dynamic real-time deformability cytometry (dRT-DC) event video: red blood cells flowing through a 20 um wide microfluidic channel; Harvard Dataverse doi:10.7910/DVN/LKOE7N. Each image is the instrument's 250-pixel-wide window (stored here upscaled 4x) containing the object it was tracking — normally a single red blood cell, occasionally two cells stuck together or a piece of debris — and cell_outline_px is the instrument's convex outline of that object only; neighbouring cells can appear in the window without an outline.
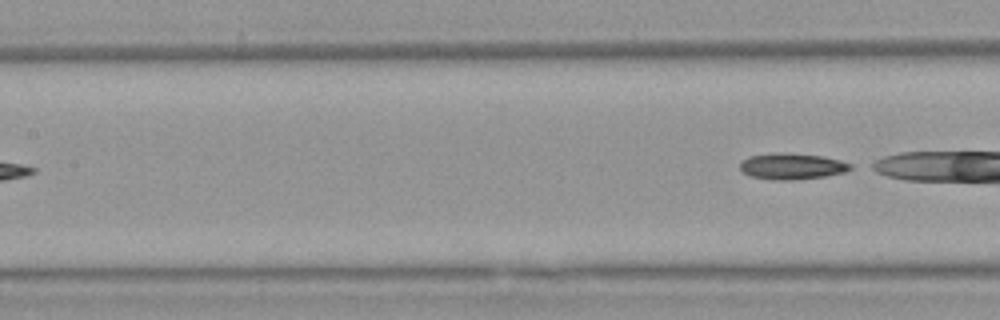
{"species": "Egyptian fruit bat (a non-hibernating species)", "species_latin": "Rousettus aegyptiacus", "temperature_condition": "warm", "stored_images_in_passage": 4, "segment_of_instrument_passage": [2, 2], "camera_frame_rate_fps": 3000, "um_per_image_px": 0.085, "animal": {"sex": "female"}, "frame": {"image": 1, "passage_image": 4, "time_ms": 1.0, "image_size_px": [1000, 320], "cell_outline_px": [[852, 168], [844, 172], [824, 176], [792, 180], [772, 180], [748, 176], [740, 168], [740, 164], [748, 156], [776, 152], [784, 152], [824, 156], [840, 160], [852, 164]], "centroid_in_image_um": [67.3, 14.12], "position_along_channel_um": 140.1, "area_um2": 16.94}}